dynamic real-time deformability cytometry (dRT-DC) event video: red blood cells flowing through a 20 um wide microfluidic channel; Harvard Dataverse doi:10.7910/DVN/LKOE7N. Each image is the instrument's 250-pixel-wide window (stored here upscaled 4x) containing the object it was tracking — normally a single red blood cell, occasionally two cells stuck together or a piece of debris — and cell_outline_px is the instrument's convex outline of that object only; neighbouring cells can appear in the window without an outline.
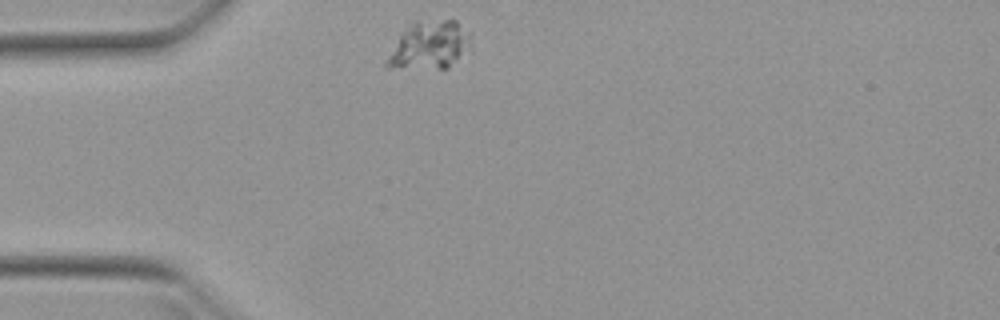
{"species": "Egyptian fruit bat (a non-hibernating species)", "species_latin": "Rousettus aegyptiacus", "temperature_condition": "warm", "stored_images_in_passage": 41, "camera_frame_rate_fps": 3000, "um_per_image_px": 0.085, "animal": {"sex": "female"}, "frame": {"image": 1, "passage_image": 1, "time_ms": 0.0, "image_size_px": [1000, 320], "cell_outline_px": [[472, 48], [448, 68], [384, 68], [384, 64], [388, 56], [400, 36], [416, 20], [456, 20], [472, 32]], "centroid_in_image_um": [36.59, 3.84], "position_along_channel_um": 48.4, "area_um2": 23.76}}
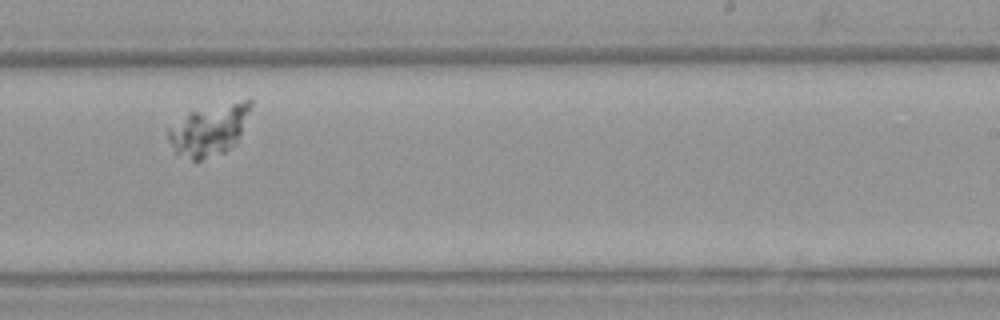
{"frame": {"image": 2, "passage_image": 21, "time_ms": 6.667, "image_size_px": [1000, 320], "cell_outline_px": [[252, 104], [240, 136], [236, 144], [224, 152], [200, 160], [192, 160], [176, 152], [168, 140], [168, 128], [188, 112], [244, 100], [252, 100]], "centroid_in_image_um": [17.78, 11.06], "position_along_channel_um": 271.2, "area_um2": 24.04}}
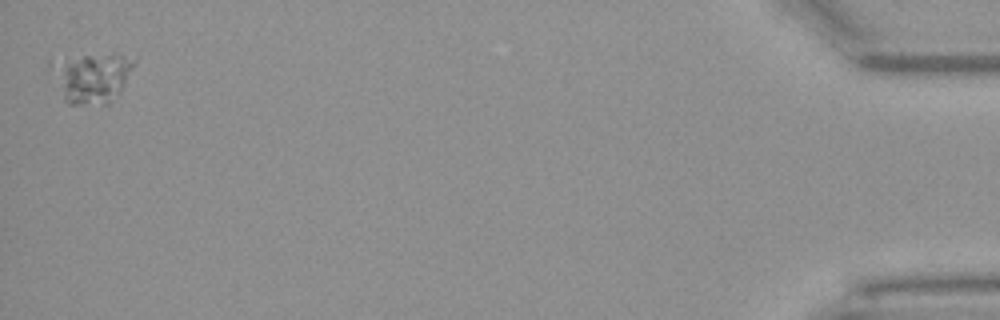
{"frame": {"image": 3, "passage_image": 41, "time_ms": 13.333, "image_size_px": [1000, 320], "cell_outline_px": [[136, 60], [120, 92], [108, 104], [68, 104], [64, 100], [48, 72], [48, 60], [84, 56], [136, 56]], "centroid_in_image_um": [7.69, 6.61], "position_along_channel_um": 427.5, "area_um2": 24.1}}